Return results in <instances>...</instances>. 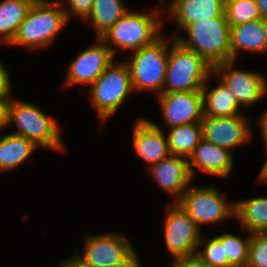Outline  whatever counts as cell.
I'll return each instance as SVG.
<instances>
[{
	"label": "cell",
	"mask_w": 267,
	"mask_h": 267,
	"mask_svg": "<svg viewBox=\"0 0 267 267\" xmlns=\"http://www.w3.org/2000/svg\"><path fill=\"white\" fill-rule=\"evenodd\" d=\"M183 30L189 38L183 39L175 31L174 39L186 49L200 55L211 66L231 61L230 26L225 13L217 18L187 24Z\"/></svg>",
	"instance_id": "cell-1"
},
{
	"label": "cell",
	"mask_w": 267,
	"mask_h": 267,
	"mask_svg": "<svg viewBox=\"0 0 267 267\" xmlns=\"http://www.w3.org/2000/svg\"><path fill=\"white\" fill-rule=\"evenodd\" d=\"M160 12L162 13L159 7L149 14L129 10L100 39L106 45L110 43L108 47L114 56L119 49L139 50L161 36Z\"/></svg>",
	"instance_id": "cell-2"
},
{
	"label": "cell",
	"mask_w": 267,
	"mask_h": 267,
	"mask_svg": "<svg viewBox=\"0 0 267 267\" xmlns=\"http://www.w3.org/2000/svg\"><path fill=\"white\" fill-rule=\"evenodd\" d=\"M171 40L163 93L201 91L211 75L214 76L213 66L174 37Z\"/></svg>",
	"instance_id": "cell-3"
},
{
	"label": "cell",
	"mask_w": 267,
	"mask_h": 267,
	"mask_svg": "<svg viewBox=\"0 0 267 267\" xmlns=\"http://www.w3.org/2000/svg\"><path fill=\"white\" fill-rule=\"evenodd\" d=\"M62 3L64 1L32 5L10 45L35 50L52 44L68 21Z\"/></svg>",
	"instance_id": "cell-4"
},
{
	"label": "cell",
	"mask_w": 267,
	"mask_h": 267,
	"mask_svg": "<svg viewBox=\"0 0 267 267\" xmlns=\"http://www.w3.org/2000/svg\"><path fill=\"white\" fill-rule=\"evenodd\" d=\"M17 127L12 134L25 137L38 147L63 151L64 144L54 118L41 111L33 103L18 101L12 97L9 105L8 125Z\"/></svg>",
	"instance_id": "cell-5"
},
{
	"label": "cell",
	"mask_w": 267,
	"mask_h": 267,
	"mask_svg": "<svg viewBox=\"0 0 267 267\" xmlns=\"http://www.w3.org/2000/svg\"><path fill=\"white\" fill-rule=\"evenodd\" d=\"M133 52V56L125 62L133 92L151 90L157 96L161 95L168 64V40L160 36L151 44Z\"/></svg>",
	"instance_id": "cell-6"
},
{
	"label": "cell",
	"mask_w": 267,
	"mask_h": 267,
	"mask_svg": "<svg viewBox=\"0 0 267 267\" xmlns=\"http://www.w3.org/2000/svg\"><path fill=\"white\" fill-rule=\"evenodd\" d=\"M91 105L97 111L100 121H106L133 92L130 73L126 63L112 62L90 86Z\"/></svg>",
	"instance_id": "cell-7"
},
{
	"label": "cell",
	"mask_w": 267,
	"mask_h": 267,
	"mask_svg": "<svg viewBox=\"0 0 267 267\" xmlns=\"http://www.w3.org/2000/svg\"><path fill=\"white\" fill-rule=\"evenodd\" d=\"M85 248L80 256L74 254L85 267H110L131 265L138 257L124 234H85Z\"/></svg>",
	"instance_id": "cell-8"
},
{
	"label": "cell",
	"mask_w": 267,
	"mask_h": 267,
	"mask_svg": "<svg viewBox=\"0 0 267 267\" xmlns=\"http://www.w3.org/2000/svg\"><path fill=\"white\" fill-rule=\"evenodd\" d=\"M223 194L213 187L189 185L176 202L198 227L200 224L219 223L235 217V202L227 203Z\"/></svg>",
	"instance_id": "cell-9"
},
{
	"label": "cell",
	"mask_w": 267,
	"mask_h": 267,
	"mask_svg": "<svg viewBox=\"0 0 267 267\" xmlns=\"http://www.w3.org/2000/svg\"><path fill=\"white\" fill-rule=\"evenodd\" d=\"M164 220L165 245L173 259L195 256L201 231L189 215L176 203L169 204Z\"/></svg>",
	"instance_id": "cell-10"
},
{
	"label": "cell",
	"mask_w": 267,
	"mask_h": 267,
	"mask_svg": "<svg viewBox=\"0 0 267 267\" xmlns=\"http://www.w3.org/2000/svg\"><path fill=\"white\" fill-rule=\"evenodd\" d=\"M235 61L219 63L213 67V73L220 75L235 95L240 107H248L262 99L267 93V82L262 73L234 68ZM233 68V69H232Z\"/></svg>",
	"instance_id": "cell-11"
},
{
	"label": "cell",
	"mask_w": 267,
	"mask_h": 267,
	"mask_svg": "<svg viewBox=\"0 0 267 267\" xmlns=\"http://www.w3.org/2000/svg\"><path fill=\"white\" fill-rule=\"evenodd\" d=\"M249 120L244 114L230 117H211L203 114L200 120L203 139L229 151L240 147L251 139Z\"/></svg>",
	"instance_id": "cell-12"
},
{
	"label": "cell",
	"mask_w": 267,
	"mask_h": 267,
	"mask_svg": "<svg viewBox=\"0 0 267 267\" xmlns=\"http://www.w3.org/2000/svg\"><path fill=\"white\" fill-rule=\"evenodd\" d=\"M162 115L171 128L200 122L204 114L202 91H178L158 95Z\"/></svg>",
	"instance_id": "cell-13"
},
{
	"label": "cell",
	"mask_w": 267,
	"mask_h": 267,
	"mask_svg": "<svg viewBox=\"0 0 267 267\" xmlns=\"http://www.w3.org/2000/svg\"><path fill=\"white\" fill-rule=\"evenodd\" d=\"M97 44L83 50L71 62L66 76L67 85L93 84L114 61L112 50L100 38Z\"/></svg>",
	"instance_id": "cell-14"
},
{
	"label": "cell",
	"mask_w": 267,
	"mask_h": 267,
	"mask_svg": "<svg viewBox=\"0 0 267 267\" xmlns=\"http://www.w3.org/2000/svg\"><path fill=\"white\" fill-rule=\"evenodd\" d=\"M133 149L150 167L170 155L167 137L160 126L146 118L135 121Z\"/></svg>",
	"instance_id": "cell-15"
},
{
	"label": "cell",
	"mask_w": 267,
	"mask_h": 267,
	"mask_svg": "<svg viewBox=\"0 0 267 267\" xmlns=\"http://www.w3.org/2000/svg\"><path fill=\"white\" fill-rule=\"evenodd\" d=\"M148 170L164 191L176 197L174 202L180 199L192 183L188 159L178 155L170 154L167 158L148 167Z\"/></svg>",
	"instance_id": "cell-16"
},
{
	"label": "cell",
	"mask_w": 267,
	"mask_h": 267,
	"mask_svg": "<svg viewBox=\"0 0 267 267\" xmlns=\"http://www.w3.org/2000/svg\"><path fill=\"white\" fill-rule=\"evenodd\" d=\"M189 170L192 178L195 168L209 175L226 178L230 175L234 159L231 151L202 139L188 158Z\"/></svg>",
	"instance_id": "cell-17"
},
{
	"label": "cell",
	"mask_w": 267,
	"mask_h": 267,
	"mask_svg": "<svg viewBox=\"0 0 267 267\" xmlns=\"http://www.w3.org/2000/svg\"><path fill=\"white\" fill-rule=\"evenodd\" d=\"M224 10L225 4L221 0H171L167 11L178 23V28L183 29L196 21L220 17Z\"/></svg>",
	"instance_id": "cell-18"
},
{
	"label": "cell",
	"mask_w": 267,
	"mask_h": 267,
	"mask_svg": "<svg viewBox=\"0 0 267 267\" xmlns=\"http://www.w3.org/2000/svg\"><path fill=\"white\" fill-rule=\"evenodd\" d=\"M231 61L236 60L240 50L265 52V32L261 19L230 27Z\"/></svg>",
	"instance_id": "cell-19"
},
{
	"label": "cell",
	"mask_w": 267,
	"mask_h": 267,
	"mask_svg": "<svg viewBox=\"0 0 267 267\" xmlns=\"http://www.w3.org/2000/svg\"><path fill=\"white\" fill-rule=\"evenodd\" d=\"M208 90V85L205 83L201 90L204 114L211 117H230L243 113L240 112L241 107L238 105L235 95L224 82L221 81L215 88Z\"/></svg>",
	"instance_id": "cell-20"
},
{
	"label": "cell",
	"mask_w": 267,
	"mask_h": 267,
	"mask_svg": "<svg viewBox=\"0 0 267 267\" xmlns=\"http://www.w3.org/2000/svg\"><path fill=\"white\" fill-rule=\"evenodd\" d=\"M37 145L25 137L7 134L0 136V170L14 169L26 161L37 149Z\"/></svg>",
	"instance_id": "cell-21"
},
{
	"label": "cell",
	"mask_w": 267,
	"mask_h": 267,
	"mask_svg": "<svg viewBox=\"0 0 267 267\" xmlns=\"http://www.w3.org/2000/svg\"><path fill=\"white\" fill-rule=\"evenodd\" d=\"M235 218L250 233H267V197L235 202Z\"/></svg>",
	"instance_id": "cell-22"
},
{
	"label": "cell",
	"mask_w": 267,
	"mask_h": 267,
	"mask_svg": "<svg viewBox=\"0 0 267 267\" xmlns=\"http://www.w3.org/2000/svg\"><path fill=\"white\" fill-rule=\"evenodd\" d=\"M32 5L25 0L0 2V43L10 44Z\"/></svg>",
	"instance_id": "cell-23"
},
{
	"label": "cell",
	"mask_w": 267,
	"mask_h": 267,
	"mask_svg": "<svg viewBox=\"0 0 267 267\" xmlns=\"http://www.w3.org/2000/svg\"><path fill=\"white\" fill-rule=\"evenodd\" d=\"M169 131L167 143L170 154L187 159L203 139L200 122L174 126Z\"/></svg>",
	"instance_id": "cell-24"
},
{
	"label": "cell",
	"mask_w": 267,
	"mask_h": 267,
	"mask_svg": "<svg viewBox=\"0 0 267 267\" xmlns=\"http://www.w3.org/2000/svg\"><path fill=\"white\" fill-rule=\"evenodd\" d=\"M123 0H94L90 15L85 20L93 26L99 39L106 33L127 11Z\"/></svg>",
	"instance_id": "cell-25"
},
{
	"label": "cell",
	"mask_w": 267,
	"mask_h": 267,
	"mask_svg": "<svg viewBox=\"0 0 267 267\" xmlns=\"http://www.w3.org/2000/svg\"><path fill=\"white\" fill-rule=\"evenodd\" d=\"M246 239L232 233H224L216 237L222 242L227 267H247L251 233Z\"/></svg>",
	"instance_id": "cell-26"
},
{
	"label": "cell",
	"mask_w": 267,
	"mask_h": 267,
	"mask_svg": "<svg viewBox=\"0 0 267 267\" xmlns=\"http://www.w3.org/2000/svg\"><path fill=\"white\" fill-rule=\"evenodd\" d=\"M224 13L230 27L261 19L256 0H229Z\"/></svg>",
	"instance_id": "cell-27"
},
{
	"label": "cell",
	"mask_w": 267,
	"mask_h": 267,
	"mask_svg": "<svg viewBox=\"0 0 267 267\" xmlns=\"http://www.w3.org/2000/svg\"><path fill=\"white\" fill-rule=\"evenodd\" d=\"M203 243L205 247H203V249L200 248L196 256L207 267H227V256H225L222 242L216 236L206 239V237L202 235L199 242L200 247Z\"/></svg>",
	"instance_id": "cell-28"
},
{
	"label": "cell",
	"mask_w": 267,
	"mask_h": 267,
	"mask_svg": "<svg viewBox=\"0 0 267 267\" xmlns=\"http://www.w3.org/2000/svg\"><path fill=\"white\" fill-rule=\"evenodd\" d=\"M247 267H267V233H251Z\"/></svg>",
	"instance_id": "cell-29"
},
{
	"label": "cell",
	"mask_w": 267,
	"mask_h": 267,
	"mask_svg": "<svg viewBox=\"0 0 267 267\" xmlns=\"http://www.w3.org/2000/svg\"><path fill=\"white\" fill-rule=\"evenodd\" d=\"M67 3L68 8L62 6L67 19L72 15L85 21L92 11L94 0H67Z\"/></svg>",
	"instance_id": "cell-30"
},
{
	"label": "cell",
	"mask_w": 267,
	"mask_h": 267,
	"mask_svg": "<svg viewBox=\"0 0 267 267\" xmlns=\"http://www.w3.org/2000/svg\"><path fill=\"white\" fill-rule=\"evenodd\" d=\"M2 63L0 60V98H12L10 74Z\"/></svg>",
	"instance_id": "cell-31"
},
{
	"label": "cell",
	"mask_w": 267,
	"mask_h": 267,
	"mask_svg": "<svg viewBox=\"0 0 267 267\" xmlns=\"http://www.w3.org/2000/svg\"><path fill=\"white\" fill-rule=\"evenodd\" d=\"M173 267H207L196 255L185 258H177L172 261Z\"/></svg>",
	"instance_id": "cell-32"
},
{
	"label": "cell",
	"mask_w": 267,
	"mask_h": 267,
	"mask_svg": "<svg viewBox=\"0 0 267 267\" xmlns=\"http://www.w3.org/2000/svg\"><path fill=\"white\" fill-rule=\"evenodd\" d=\"M12 98H0V130L8 127L9 105Z\"/></svg>",
	"instance_id": "cell-33"
},
{
	"label": "cell",
	"mask_w": 267,
	"mask_h": 267,
	"mask_svg": "<svg viewBox=\"0 0 267 267\" xmlns=\"http://www.w3.org/2000/svg\"><path fill=\"white\" fill-rule=\"evenodd\" d=\"M260 128H261V132H262V138H263V141H264V146L265 148H267V110H265V112L260 115Z\"/></svg>",
	"instance_id": "cell-34"
},
{
	"label": "cell",
	"mask_w": 267,
	"mask_h": 267,
	"mask_svg": "<svg viewBox=\"0 0 267 267\" xmlns=\"http://www.w3.org/2000/svg\"><path fill=\"white\" fill-rule=\"evenodd\" d=\"M57 267H85L83 266L77 259H75L73 256L65 261H61L59 266Z\"/></svg>",
	"instance_id": "cell-35"
},
{
	"label": "cell",
	"mask_w": 267,
	"mask_h": 267,
	"mask_svg": "<svg viewBox=\"0 0 267 267\" xmlns=\"http://www.w3.org/2000/svg\"><path fill=\"white\" fill-rule=\"evenodd\" d=\"M261 18L267 17V0H256Z\"/></svg>",
	"instance_id": "cell-36"
},
{
	"label": "cell",
	"mask_w": 267,
	"mask_h": 267,
	"mask_svg": "<svg viewBox=\"0 0 267 267\" xmlns=\"http://www.w3.org/2000/svg\"><path fill=\"white\" fill-rule=\"evenodd\" d=\"M266 154H267V148H266ZM259 181L267 182V160L265 161L263 168L261 169V172L259 173Z\"/></svg>",
	"instance_id": "cell-37"
},
{
	"label": "cell",
	"mask_w": 267,
	"mask_h": 267,
	"mask_svg": "<svg viewBox=\"0 0 267 267\" xmlns=\"http://www.w3.org/2000/svg\"><path fill=\"white\" fill-rule=\"evenodd\" d=\"M261 23L265 32V52L267 51V17L261 18Z\"/></svg>",
	"instance_id": "cell-38"
},
{
	"label": "cell",
	"mask_w": 267,
	"mask_h": 267,
	"mask_svg": "<svg viewBox=\"0 0 267 267\" xmlns=\"http://www.w3.org/2000/svg\"><path fill=\"white\" fill-rule=\"evenodd\" d=\"M25 1L29 2L31 5L45 4V3L52 2V1H47V0H25Z\"/></svg>",
	"instance_id": "cell-39"
},
{
	"label": "cell",
	"mask_w": 267,
	"mask_h": 267,
	"mask_svg": "<svg viewBox=\"0 0 267 267\" xmlns=\"http://www.w3.org/2000/svg\"><path fill=\"white\" fill-rule=\"evenodd\" d=\"M129 267H142V265L137 258Z\"/></svg>",
	"instance_id": "cell-40"
},
{
	"label": "cell",
	"mask_w": 267,
	"mask_h": 267,
	"mask_svg": "<svg viewBox=\"0 0 267 267\" xmlns=\"http://www.w3.org/2000/svg\"><path fill=\"white\" fill-rule=\"evenodd\" d=\"M130 265H113V266H110V267H129Z\"/></svg>",
	"instance_id": "cell-41"
},
{
	"label": "cell",
	"mask_w": 267,
	"mask_h": 267,
	"mask_svg": "<svg viewBox=\"0 0 267 267\" xmlns=\"http://www.w3.org/2000/svg\"><path fill=\"white\" fill-rule=\"evenodd\" d=\"M224 4L226 3V2H228L229 0H221Z\"/></svg>",
	"instance_id": "cell-42"
}]
</instances>
